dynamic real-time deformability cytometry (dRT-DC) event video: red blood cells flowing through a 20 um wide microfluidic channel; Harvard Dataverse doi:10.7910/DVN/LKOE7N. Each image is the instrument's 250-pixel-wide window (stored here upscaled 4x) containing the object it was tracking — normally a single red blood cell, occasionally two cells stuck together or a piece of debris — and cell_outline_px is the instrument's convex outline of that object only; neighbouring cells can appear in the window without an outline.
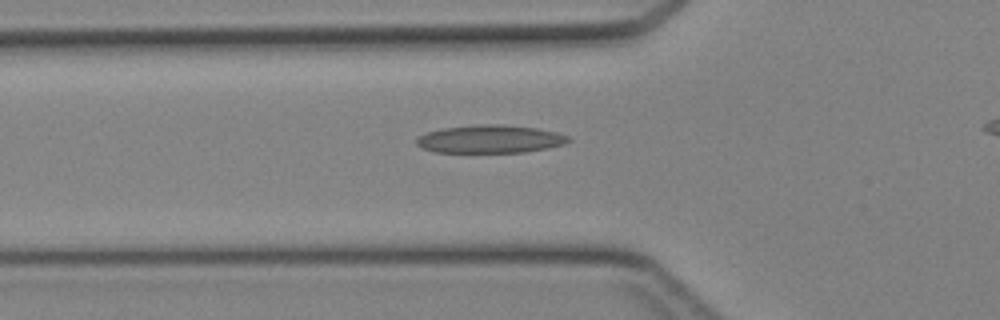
{"species": "Egyptian fruit bat (a non-hibernating species)", "species_latin": "Rousettus aegyptiacus", "temperature_condition": "cold", "stored_images_in_passage": 29, "camera_frame_rate_fps": 3000, "um_per_image_px": 0.085, "animal": {"sex": "female"}, "frame": {"image": 1, "passage_image": 5, "time_ms": 1.333, "image_size_px": [1000, 320], "cell_outline_px": [[572, 140], [564, 144], [548, 148], [524, 152], [432, 152], [416, 144], [416, 140], [420, 136], [428, 132], [440, 128], [480, 124], [500, 124], [536, 128], [556, 132], [568, 136]], "centroid_in_image_um": [41.67, 11.82], "position_along_channel_um": 84.1, "area_um2": 24.74}}
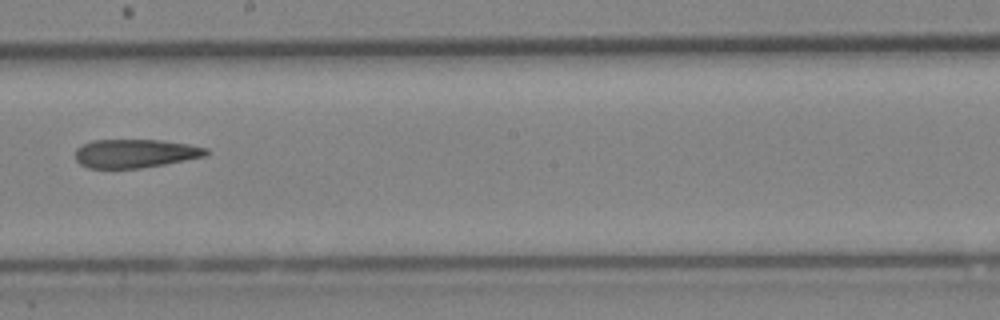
{"frame": {"image": 2, "passage_image": 15, "time_ms": 4.667, "image_size_px": [1000, 320], "cell_outline_px": [[212, 152], [208, 156], [164, 164], [140, 168], [88, 168], [80, 164], [76, 160], [76, 148], [92, 140], [160, 140], [188, 144], [208, 148]], "centroid_in_image_um": [11.54, 13.04], "position_along_channel_um": 236.7, "area_um2": 21.91}}
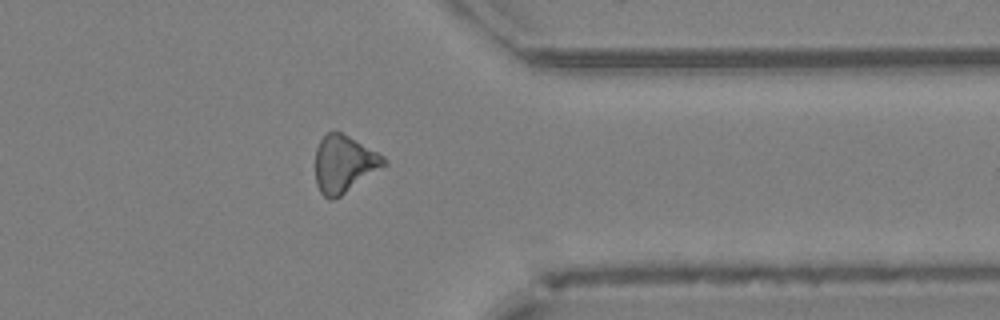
{"frame": {"image": 3, "passage_image": 25, "time_ms": 8.0, "image_size_px": [1000, 320], "cell_outline_px": [[388, 164], [340, 196], [332, 200], [328, 200], [320, 192], [316, 184], [316, 148], [320, 140], [328, 132], [340, 132], [348, 136], [384, 156], [388, 160]], "centroid_in_image_um": [29.24, 13.95], "position_along_channel_um": 382.2, "area_um2": 22.66}}